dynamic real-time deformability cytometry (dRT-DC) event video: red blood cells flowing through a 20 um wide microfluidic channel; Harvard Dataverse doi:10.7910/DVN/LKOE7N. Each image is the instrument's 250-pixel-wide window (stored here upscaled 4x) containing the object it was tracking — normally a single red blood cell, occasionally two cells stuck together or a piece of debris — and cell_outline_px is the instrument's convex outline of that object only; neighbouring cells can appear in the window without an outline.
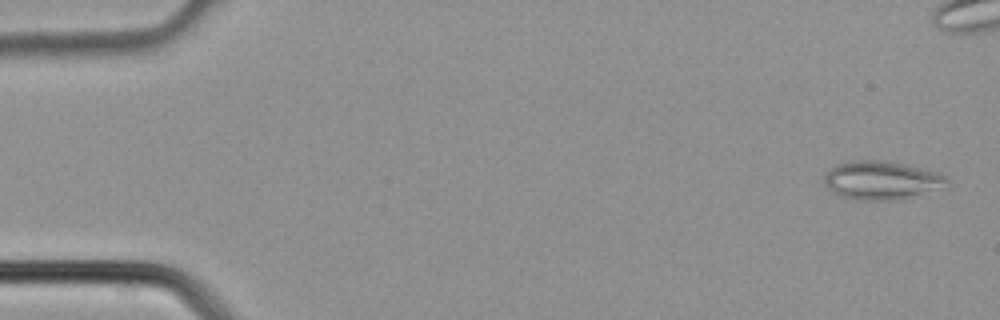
{"species": "common noctule bat (a hibernating species)", "species_latin": "Nyctalus noctula", "temperature_condition": "cold", "stored_images_in_passage": 3, "camera_frame_rate_fps": 3000, "um_per_image_px": 0.085, "animal": {"sex": "male", "body_mass_g": 21.5, "forearm_length_mm": 52.0}, "frame": {"image": 1, "passage_image": 3, "time_ms": 0.667, "image_size_px": [1000, 320], "cell_outline_px": [[948, 180], [944, 188], [900, 200], [856, 200], [840, 196], [832, 192], [824, 184], [824, 172], [836, 164], [848, 160], [884, 160], [904, 164], [940, 172], [948, 176]], "centroid_in_image_um": [74.93, 15.32], "position_along_channel_um": 10.1, "area_um2": 28.15}}